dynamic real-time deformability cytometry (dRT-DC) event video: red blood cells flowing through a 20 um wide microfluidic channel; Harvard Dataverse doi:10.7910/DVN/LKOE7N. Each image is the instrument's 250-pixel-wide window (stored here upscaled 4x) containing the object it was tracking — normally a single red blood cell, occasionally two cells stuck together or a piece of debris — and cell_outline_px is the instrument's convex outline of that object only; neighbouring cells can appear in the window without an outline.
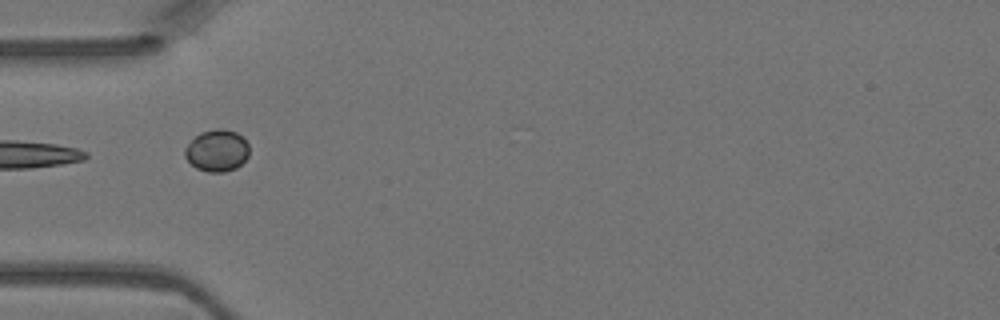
{"species": "Egyptian fruit bat (a non-hibernating species)", "species_latin": "Rousettus aegyptiacus", "temperature_condition": "warm", "stored_images_in_passage": 5, "segment_of_instrument_passage": [2, 2], "camera_frame_rate_fps": 3000, "um_per_image_px": 0.085, "animal": {"sex": "female"}, "frame": {"image": 1, "passage_image": 5, "time_ms": 1.333, "image_size_px": [1000, 320], "cell_outline_px": [[248, 156], [236, 168], [224, 172], [208, 172], [196, 168], [184, 156], [184, 148], [200, 132], [216, 128], [224, 128], [236, 132], [248, 144]], "centroid_in_image_um": [18.42, 12.79], "position_along_channel_um": 66.6, "area_um2": 15.61}}